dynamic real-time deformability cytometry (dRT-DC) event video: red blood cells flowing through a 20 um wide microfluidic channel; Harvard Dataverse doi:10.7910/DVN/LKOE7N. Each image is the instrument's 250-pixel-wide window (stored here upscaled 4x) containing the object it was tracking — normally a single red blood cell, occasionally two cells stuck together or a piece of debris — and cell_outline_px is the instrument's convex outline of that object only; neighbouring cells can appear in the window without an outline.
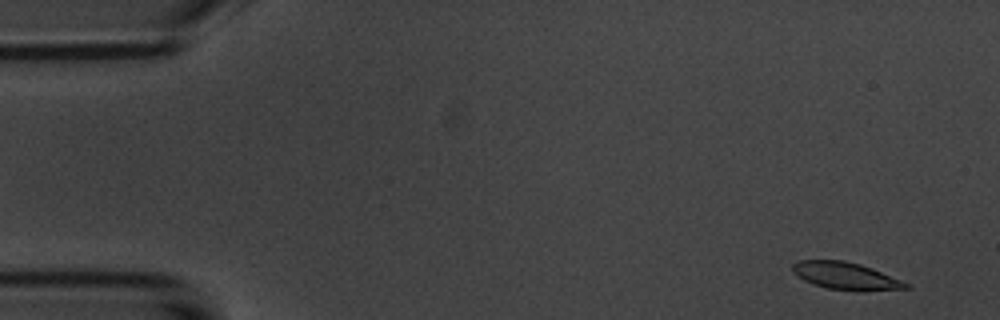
{"species": "common noctule bat (a hibernating species)", "species_latin": "Nyctalus noctula", "temperature_condition": "room temperature", "stored_images_in_passage": 53, "camera_frame_rate_fps": 3000, "um_per_image_px": 0.085, "animal": {"sex": "male", "body_mass_g": 20.1, "forearm_length_mm": 53.5}, "frame": {"image": 1, "passage_image": 2, "time_ms": 0.333, "image_size_px": [1000, 320], "cell_outline_px": [[912, 288], [828, 288], [812, 284], [804, 280], [792, 272], [792, 264], [800, 260], [844, 260], [860, 264], [872, 268], [912, 284]], "centroid_in_image_um": [71.82, 23.39], "position_along_channel_um": 13.2, "area_um2": 17.17}}
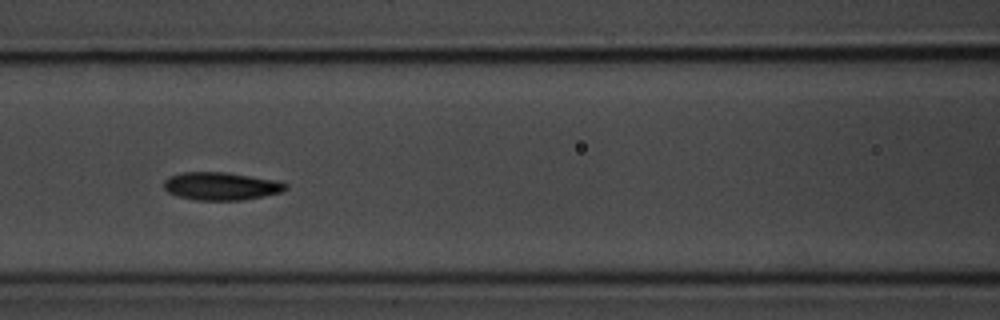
{"frame": {"image": 2, "passage_image": 22, "time_ms": 7.0, "image_size_px": [1000, 320], "cell_outline_px": [[288, 188], [280, 192], [264, 196], [244, 200], [196, 200], [176, 196], [168, 192], [164, 188], [164, 180], [168, 176], [180, 172], [224, 172], [276, 180], [288, 184]], "centroid_in_image_um": [18.76, 15.82], "position_along_channel_um": 147.8, "area_um2": 19.88}}
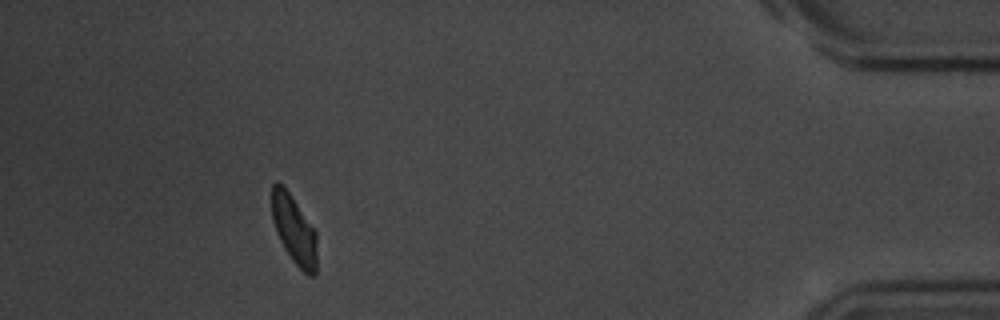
{"frame": {"image": 3, "passage_image": 48, "time_ms": 15.667, "image_size_px": [1000, 320], "cell_outline_px": [[316, 276], [308, 276], [292, 260], [284, 248], [276, 232], [272, 220], [272, 184], [276, 180], [284, 184], [316, 232]], "centroid_in_image_um": [24.98, 19.5], "position_along_channel_um": 410.2, "area_um2": 18.15}, "authors_computed_cell_mechanics": {"area_um2": 19.074, "velocity_mm_per_s": 3.7076, "shape_relaxation_time_tau1_ms": 1.8602, "shape_relaxation_time_tau2_ms": 4.5921, "deformation_change_tau1": 0.1106, "deformation_change_tau2": 0.0789}}